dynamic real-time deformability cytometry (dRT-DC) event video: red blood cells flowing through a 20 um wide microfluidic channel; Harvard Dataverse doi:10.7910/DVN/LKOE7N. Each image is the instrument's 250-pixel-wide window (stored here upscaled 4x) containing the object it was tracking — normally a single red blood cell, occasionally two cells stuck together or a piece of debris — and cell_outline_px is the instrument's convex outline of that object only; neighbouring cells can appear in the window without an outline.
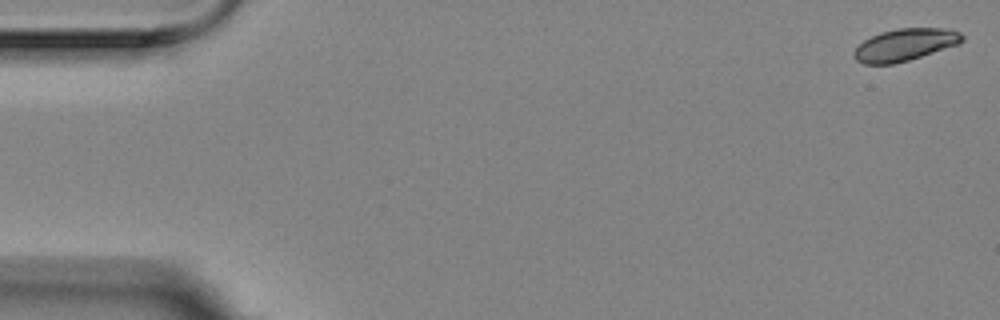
{"species": "Egyptian fruit bat (a non-hibernating species)", "species_latin": "Rousettus aegyptiacus", "temperature_condition": "room temperature", "stored_images_in_passage": 17, "camera_frame_rate_fps": 3000, "um_per_image_px": 0.085, "animal": {"sex": "female"}, "frame": {"image": 1, "passage_image": 1, "time_ms": 0.0, "image_size_px": [1000, 320], "cell_outline_px": [[964, 40], [960, 44], [908, 60], [892, 64], [864, 64], [856, 60], [852, 56], [852, 52], [864, 40], [880, 32], [896, 28], [940, 28], [960, 32], [964, 36]], "centroid_in_image_um": [76.91, 3.8], "position_along_channel_um": 8.1, "area_um2": 20.29}}
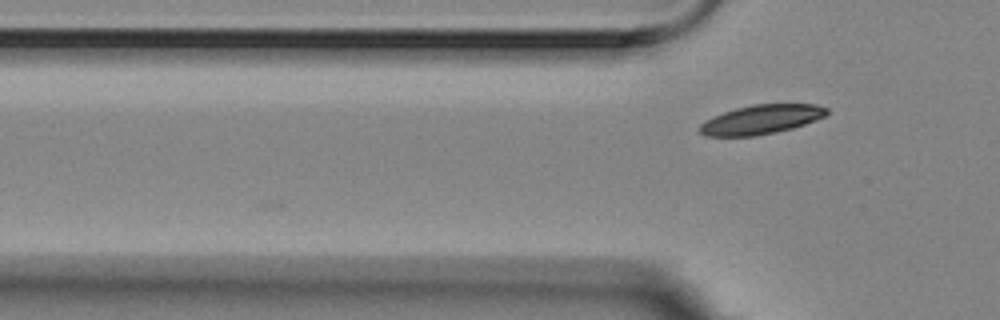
{"frame": {"image": 2, "passage_image": 17, "time_ms": 5.333, "image_size_px": [1000, 320], "cell_outline_px": [[828, 112], [824, 116], [816, 120], [792, 128], [776, 132], [756, 136], [704, 136], [700, 132], [700, 124], [704, 120], [712, 116], [736, 108], [752, 104], [816, 104], [828, 108]], "centroid_in_image_um": [64.68, 10.15], "position_along_channel_um": 61.1, "area_um2": 21.68}}